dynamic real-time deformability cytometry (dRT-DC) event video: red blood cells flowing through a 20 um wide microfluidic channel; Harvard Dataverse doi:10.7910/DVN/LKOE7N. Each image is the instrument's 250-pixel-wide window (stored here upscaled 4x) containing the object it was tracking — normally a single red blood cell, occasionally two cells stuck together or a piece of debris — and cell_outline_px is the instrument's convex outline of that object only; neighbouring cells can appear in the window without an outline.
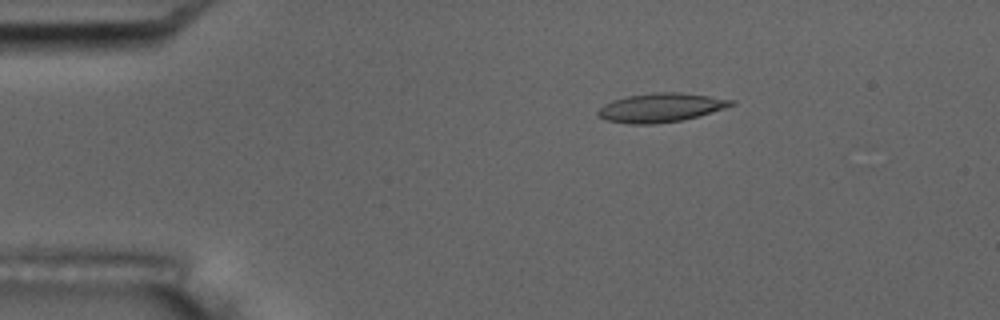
{"species": "common noctule bat (a hibernating species)", "species_latin": "Nyctalus noctula", "temperature_condition": "room temperature", "stored_images_in_passage": 5, "camera_frame_rate_fps": 3000, "um_per_image_px": 0.085, "animal": {"sex": "male", "body_mass_g": 17.5, "forearm_length_mm": 52.3}, "frame": {"image": 1, "passage_image": 3, "time_ms": 2.333, "image_size_px": [1000, 320], "cell_outline_px": [[736, 104], [700, 116], [684, 120], [652, 124], [628, 124], [604, 120], [596, 116], [596, 112], [604, 104], [612, 100], [628, 96], [652, 92], [680, 92], [736, 100]], "centroid_in_image_um": [56.15, 9.15], "position_along_channel_um": 28.9, "area_um2": 22.72}}